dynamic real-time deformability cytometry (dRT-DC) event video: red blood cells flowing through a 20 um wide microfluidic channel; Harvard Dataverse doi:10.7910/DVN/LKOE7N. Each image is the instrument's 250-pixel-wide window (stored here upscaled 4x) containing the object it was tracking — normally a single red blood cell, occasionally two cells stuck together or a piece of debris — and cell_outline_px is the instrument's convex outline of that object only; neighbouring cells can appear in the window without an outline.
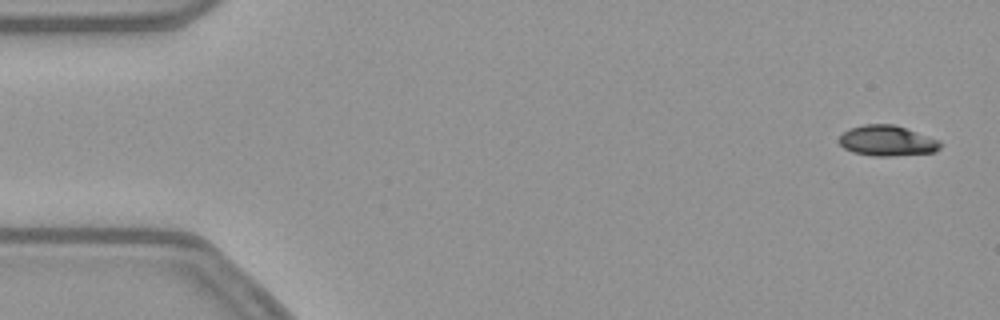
{"species": "common noctule bat (a hibernating species)", "species_latin": "Nyctalus noctula", "temperature_condition": "warm", "stored_images_in_passage": 53, "camera_frame_rate_fps": 3000, "um_per_image_px": 0.085, "animal": {"sex": "female", "body_mass_g": 21.9}, "frame": {"image": 1, "passage_image": 2, "time_ms": 0.333, "image_size_px": [1000, 320], "cell_outline_px": [[940, 148], [936, 152], [892, 156], [876, 156], [852, 152], [844, 148], [836, 140], [848, 128], [864, 124], [892, 124], [940, 140]], "centroid_in_image_um": [75.37, 11.97], "position_along_channel_um": 9.6, "area_um2": 17.98}}
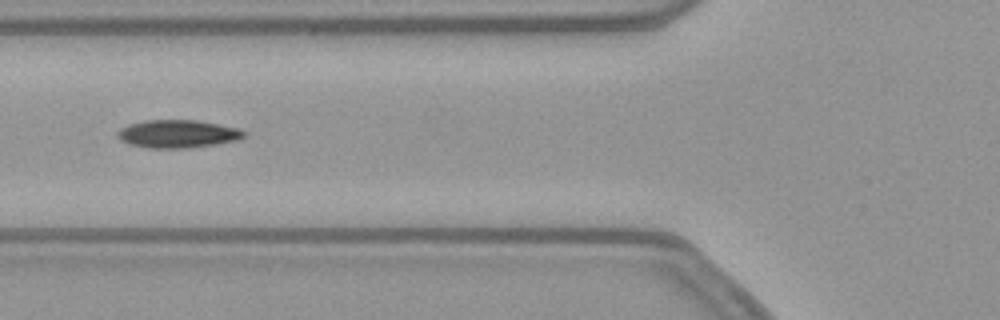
{"frame": {"image": 2, "passage_image": 20, "time_ms": 6.333, "image_size_px": [1000, 320], "cell_outline_px": [[244, 136], [240, 140], [216, 144], [188, 148], [148, 148], [132, 144], [120, 140], [116, 136], [116, 132], [120, 128], [128, 124], [144, 120], [196, 120], [236, 128], [244, 132]], "centroid_in_image_um": [15.05, 11.38], "position_along_channel_um": 110.7, "area_um2": 20.52}}
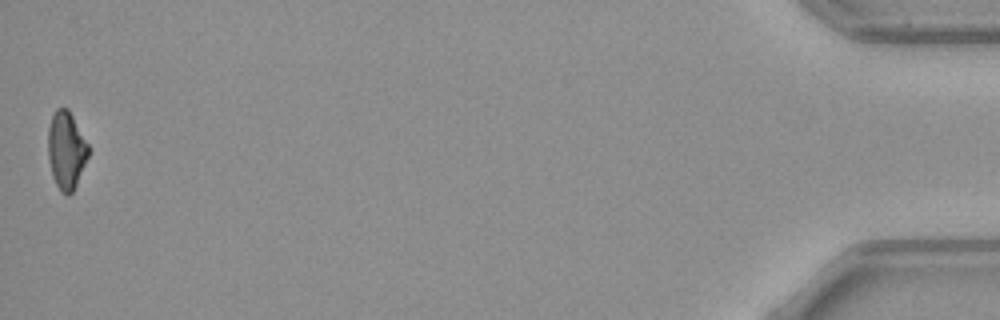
{"frame": {"image": 3, "passage_image": 53, "time_ms": 17.333, "image_size_px": [1000, 320], "cell_outline_px": [[88, 156], [76, 184], [72, 192], [68, 196], [60, 192], [52, 176], [48, 160], [48, 128], [52, 116], [56, 108], [68, 108], [88, 144]], "centroid_in_image_um": [5.61, 12.78], "position_along_channel_um": 429.6, "area_um2": 18.15}, "authors_computed_cell_mechanics": {"area_um2": 19.5942, "velocity_mm_per_s": 3.8411, "shape_relaxation_time_tau1_ms": 3.185, "shape_relaxation_time_tau2_ms": 8.6846, "deformation_change_tau1": 0.1445, "deformation_change_tau2": 0.174}}